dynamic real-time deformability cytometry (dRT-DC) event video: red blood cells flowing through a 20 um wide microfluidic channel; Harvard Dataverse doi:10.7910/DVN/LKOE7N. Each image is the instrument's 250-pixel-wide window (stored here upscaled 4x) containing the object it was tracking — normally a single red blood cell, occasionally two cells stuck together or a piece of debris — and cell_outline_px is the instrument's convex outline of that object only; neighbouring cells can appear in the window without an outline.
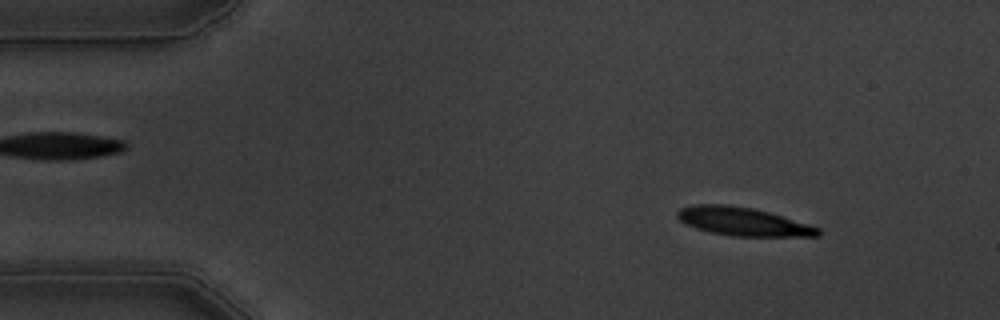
{"species": "common noctule bat (a hibernating species)", "species_latin": "Nyctalus noctula", "temperature_condition": "warm", "stored_images_in_passage": 50, "camera_frame_rate_fps": 3000, "um_per_image_px": 0.085, "animal": {"sex": "male", "body_mass_g": 19.5, "forearm_length_mm": 54.6}, "frame": {"image": 1, "passage_image": 1, "time_ms": 0.0, "image_size_px": [1000, 320], "cell_outline_px": [[820, 236], [736, 236], [712, 232], [696, 228], [680, 220], [676, 216], [676, 212], [680, 208], [696, 204], [728, 204], [752, 208], [768, 212], [808, 224], [820, 228]], "centroid_in_image_um": [63.14, 18.82], "position_along_channel_um": 21.9, "area_um2": 22.95}}
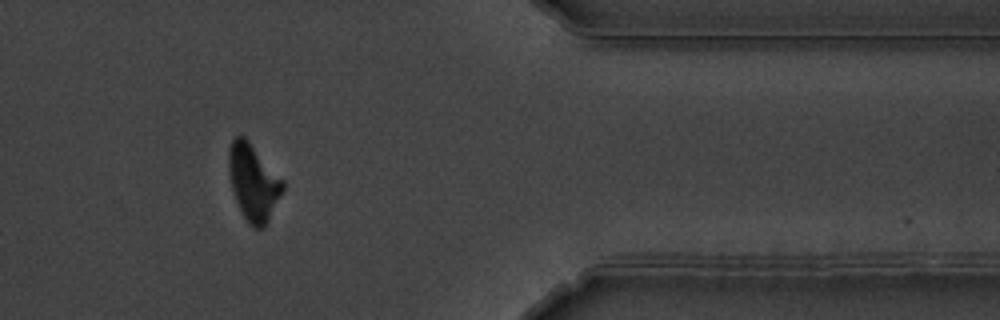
{"frame": {"image": 2, "passage_image": 40, "time_ms": 13.0, "image_size_px": [1000, 320], "cell_outline_px": [[284, 188], [264, 228], [252, 228], [248, 224], [236, 200], [232, 188], [228, 168], [228, 148], [232, 140], [236, 136], [244, 136], [248, 140], [284, 180]], "centroid_in_image_um": [21.53, 15.48], "position_along_channel_um": 389.9, "area_um2": 23.87}}
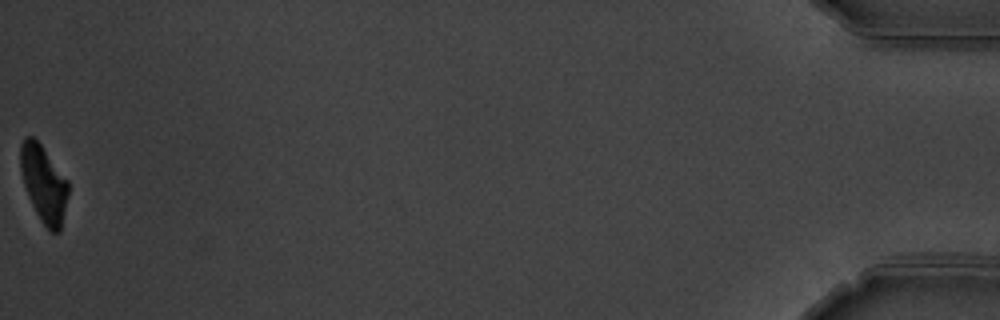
{"frame": {"image": 3, "passage_image": 50, "time_ms": 16.333, "image_size_px": [1000, 320], "cell_outline_px": [[68, 196], [60, 232], [48, 232], [40, 220], [28, 196], [20, 172], [20, 144], [24, 136], [32, 136], [40, 144], [68, 180]], "centroid_in_image_um": [3.71, 15.63], "position_along_channel_um": 431.5, "area_um2": 21.44}, "authors_computed_cell_mechanics": {"area_um2": 24.3916, "velocity_mm_per_s": 3.585, "shape_relaxation_time_tau1_ms": 3.968, "shape_relaxation_time_tau2_ms": 4.5596, "deformation_change_tau1": 0.1789, "deformation_change_tau2": 0.1425}}